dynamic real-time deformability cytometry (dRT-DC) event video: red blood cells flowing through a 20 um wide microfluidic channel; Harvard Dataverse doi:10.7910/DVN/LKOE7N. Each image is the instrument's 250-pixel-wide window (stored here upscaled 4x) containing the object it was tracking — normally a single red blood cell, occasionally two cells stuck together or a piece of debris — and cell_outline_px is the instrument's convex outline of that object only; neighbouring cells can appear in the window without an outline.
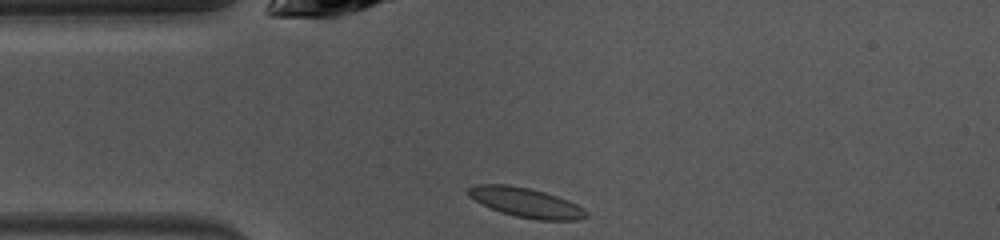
{"species": "common noctule bat (a hibernating species)", "species_latin": "Nyctalus noctula", "temperature_condition": "warm", "stored_images_in_passage": 40, "segment_of_instrument_passage": [1, 2], "camera_frame_rate_fps": 3000, "um_per_image_px": 0.085, "animal": {"sex": "female", "body_mass_g": 10.0, "forearm_length_mm": 53.1}, "frame": {"image": 1, "passage_image": 1, "time_ms": 0.0, "image_size_px": [1000, 240], "cell_outline_px": [[588, 216], [580, 220], [536, 220], [516, 216], [500, 212], [480, 204], [468, 196], [468, 188], [476, 184], [508, 184], [528, 188], [544, 192], [568, 200], [584, 208], [588, 212]], "centroid_in_image_um": [44.7, 17.22], "position_along_channel_um": 40.3, "area_um2": 20.4}}
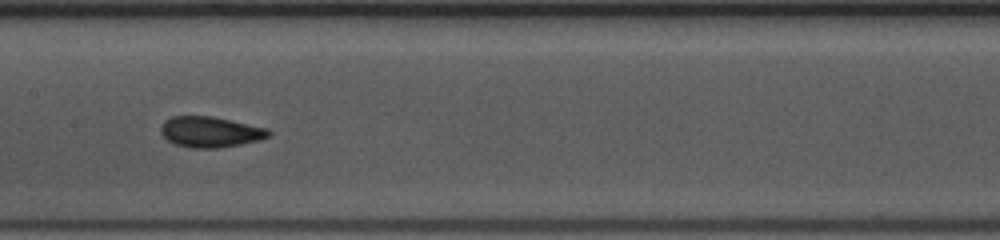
{"frame": {"image": 2, "passage_image": 13, "time_ms": 4.0, "image_size_px": [1000, 240], "cell_outline_px": [[272, 132], [268, 136], [260, 140], [220, 148], [188, 148], [176, 144], [168, 140], [160, 132], [160, 128], [164, 120], [172, 116], [212, 116], [268, 128]], "centroid_in_image_um": [17.87, 11.21], "position_along_channel_um": 189.5, "area_um2": 19.36}}
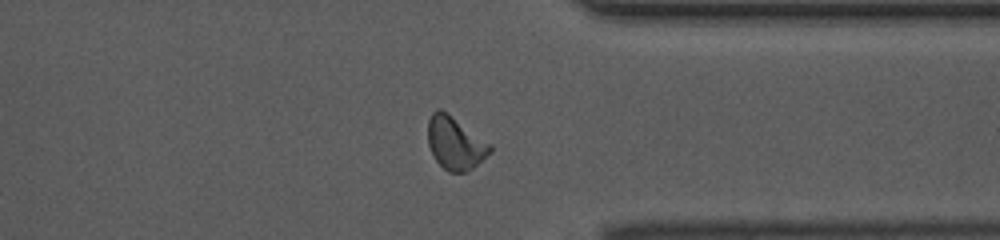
{"frame": {"image": 3, "passage_image": 27, "time_ms": 8.667, "image_size_px": [1000, 240], "cell_outline_px": [[492, 152], [468, 172], [448, 172], [432, 156], [428, 144], [428, 120], [432, 112], [436, 108], [440, 108], [492, 144]], "centroid_in_image_um": [38.69, 12.17], "position_along_channel_um": 372.7, "area_um2": 19.25}}